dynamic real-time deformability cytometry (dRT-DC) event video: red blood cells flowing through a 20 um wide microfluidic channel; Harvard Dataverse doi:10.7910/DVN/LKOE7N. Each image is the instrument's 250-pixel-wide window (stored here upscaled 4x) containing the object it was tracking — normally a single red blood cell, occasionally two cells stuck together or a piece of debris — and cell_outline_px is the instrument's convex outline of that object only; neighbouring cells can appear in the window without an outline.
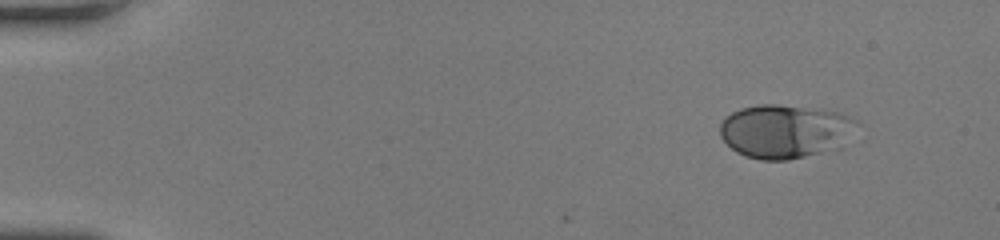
{"species": "human", "species_latin": "Homo sapiens", "temperature_condition": "room temperature", "stored_images_in_passage": 46, "camera_frame_rate_fps": 3000, "um_per_image_px": 0.085, "donor": {"sex": "female"}, "frame": {"image": 1, "passage_image": 1, "time_ms": 0.0, "image_size_px": [1000, 240], "cell_outline_px": [[860, 124], [840, 148], [788, 160], [760, 160], [744, 156], [736, 152], [720, 136], [720, 124], [732, 112], [740, 108], [760, 104], [776, 104], [820, 108], [840, 112], [860, 120]], "centroid_in_image_um": [66.79, 11.14], "position_along_channel_um": 18.2, "area_um2": 43.41}}
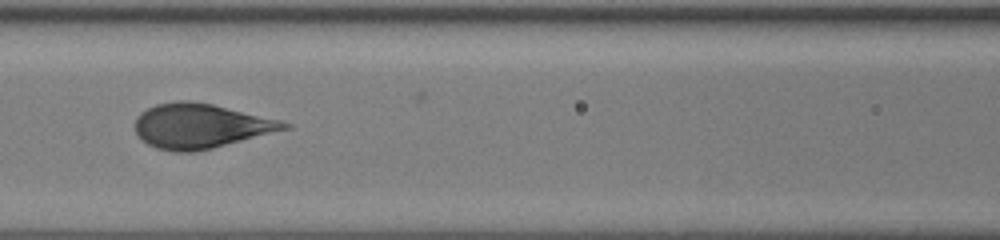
{"frame": {"image": 2, "passage_image": 20, "time_ms": 6.333, "image_size_px": [1000, 240], "cell_outline_px": [[292, 128], [196, 152], [172, 152], [156, 148], [140, 140], [136, 136], [136, 116], [140, 112], [156, 104], [180, 100], [188, 100], [212, 104], [280, 120], [292, 124]], "centroid_in_image_um": [17.02, 10.72], "position_along_channel_um": 149.6, "area_um2": 38.9}}
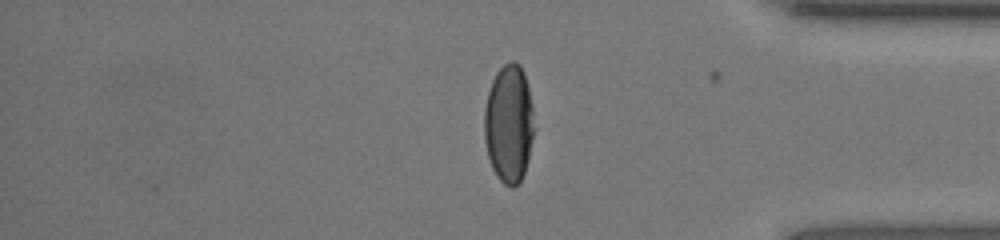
{"frame": {"image": 3, "passage_image": 39, "time_ms": 12.667, "image_size_px": [1000, 240], "cell_outline_px": [[532, 136], [528, 160], [524, 172], [520, 180], [512, 188], [504, 184], [496, 176], [492, 168], [488, 156], [484, 140], [484, 108], [488, 92], [492, 80], [496, 72], [504, 64], [512, 60], [520, 64], [524, 72], [528, 88], [532, 108]], "centroid_in_image_um": [43.22, 10.5], "position_along_channel_um": 392.0, "area_um2": 34.1}}